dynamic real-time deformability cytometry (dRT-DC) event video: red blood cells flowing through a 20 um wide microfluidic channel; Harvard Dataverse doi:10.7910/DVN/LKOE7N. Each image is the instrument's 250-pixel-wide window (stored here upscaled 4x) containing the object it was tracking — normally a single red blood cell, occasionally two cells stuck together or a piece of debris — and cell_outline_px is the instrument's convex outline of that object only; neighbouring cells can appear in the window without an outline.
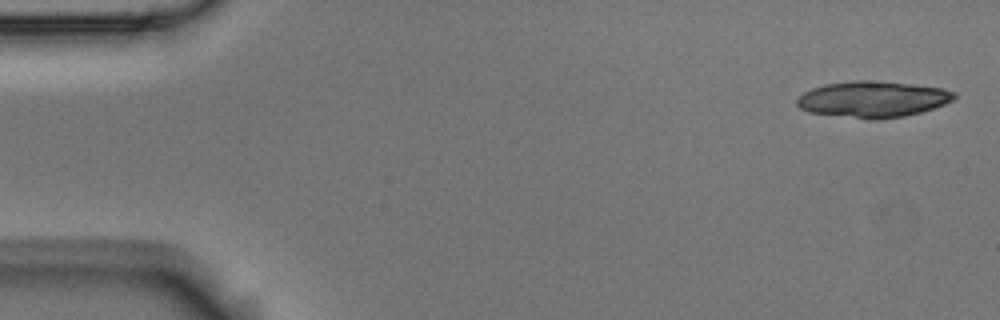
{"species": "Egyptian fruit bat (a non-hibernating species)", "species_latin": "Rousettus aegyptiacus", "temperature_condition": "room temperature", "stored_images_in_passage": 4, "camera_frame_rate_fps": 3000, "um_per_image_px": 0.085, "animal": {"sex": "male"}, "frame": {"image": 1, "passage_image": 1, "time_ms": 0.0, "image_size_px": [1000, 320], "cell_outline_px": [[956, 96], [952, 100], [944, 104], [920, 112], [904, 116], [872, 120], [808, 112], [800, 108], [796, 104], [796, 100], [804, 92], [812, 88], [824, 84], [852, 80], [880, 80], [944, 88], [956, 92]], "centroid_in_image_um": [74.18, 8.42], "position_along_channel_um": 10.8, "area_um2": 33.35}}